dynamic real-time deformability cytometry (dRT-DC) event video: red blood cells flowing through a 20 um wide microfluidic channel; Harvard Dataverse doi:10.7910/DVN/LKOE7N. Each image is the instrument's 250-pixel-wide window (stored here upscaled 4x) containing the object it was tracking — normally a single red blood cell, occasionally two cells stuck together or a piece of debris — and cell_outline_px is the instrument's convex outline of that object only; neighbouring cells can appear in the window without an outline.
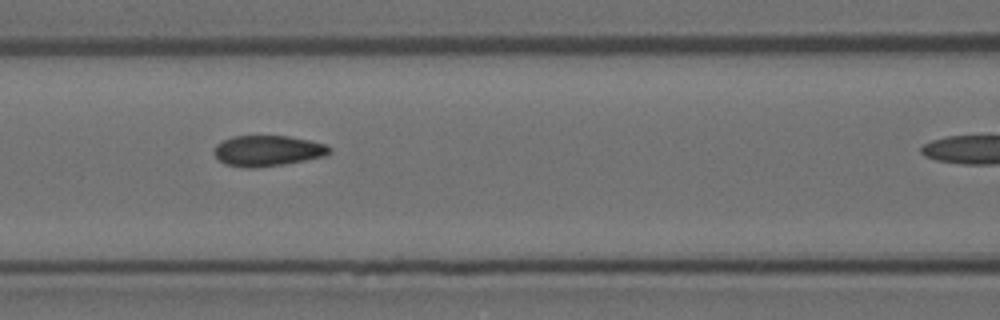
{"species": "Egyptian fruit bat (a non-hibernating species)", "species_latin": "Rousettus aegyptiacus", "temperature_condition": "room temperature", "stored_images_in_passage": 6, "camera_frame_rate_fps": 3000, "um_per_image_px": 0.085, "animal": {"sex": "female"}, "frame": {"image": 1, "passage_image": 5, "time_ms": 1.333, "image_size_px": [1000, 320], "cell_outline_px": [[332, 152], [324, 156], [284, 164], [256, 168], [244, 168], [224, 164], [212, 152], [216, 144], [232, 136], [288, 136], [308, 140], [324, 144], [332, 148]], "centroid_in_image_um": [22.72, 12.82], "position_along_channel_um": 143.9, "area_um2": 20.69}}